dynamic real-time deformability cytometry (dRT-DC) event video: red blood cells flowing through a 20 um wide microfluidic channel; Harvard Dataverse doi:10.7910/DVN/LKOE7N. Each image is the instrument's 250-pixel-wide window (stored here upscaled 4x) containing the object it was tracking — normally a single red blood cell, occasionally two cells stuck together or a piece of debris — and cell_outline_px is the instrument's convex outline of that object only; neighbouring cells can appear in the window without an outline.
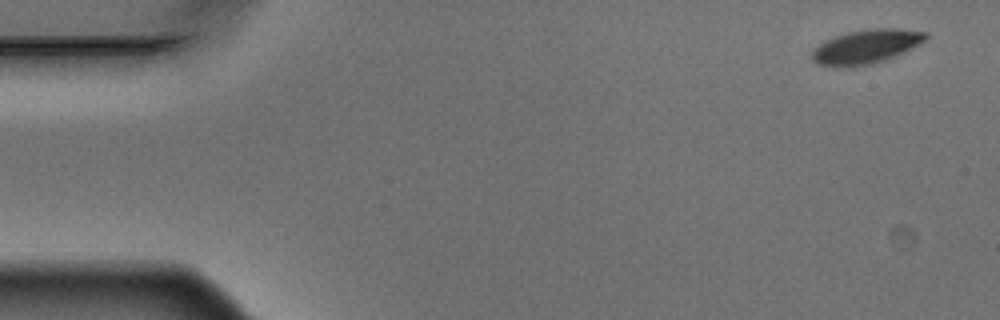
{"species": "Egyptian fruit bat (a non-hibernating species)", "species_latin": "Rousettus aegyptiacus", "temperature_condition": "warm", "stored_images_in_passage": 5, "camera_frame_rate_fps": 3000, "um_per_image_px": 0.085, "animal": {"sex": "male"}, "frame": {"image": 1, "passage_image": 1, "time_ms": 0.0, "image_size_px": [1000, 320], "cell_outline_px": [[928, 40], [912, 48], [884, 60], [872, 64], [836, 68], [816, 64], [812, 60], [812, 48], [836, 36], [848, 32], [876, 28], [896, 28], [928, 32]], "centroid_in_image_um": [73.62, 3.97], "position_along_channel_um": 11.4, "area_um2": 22.6}}
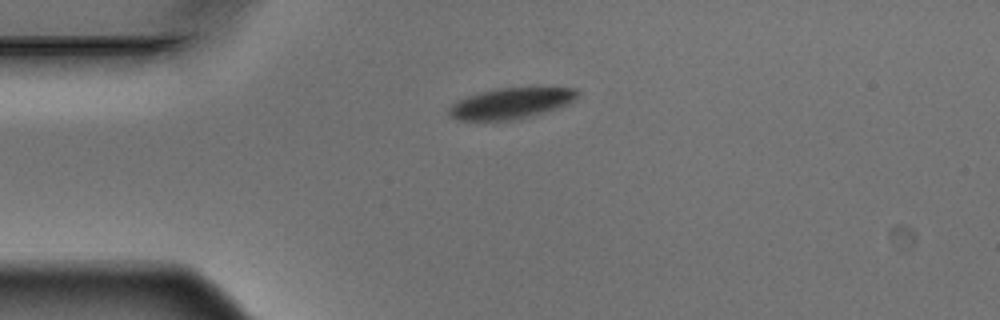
{"frame": {"image": 2, "passage_image": 4, "time_ms": 1.0, "image_size_px": [1000, 320], "cell_outline_px": [[580, 92], [568, 104], [556, 108], [516, 120], [460, 120], [452, 116], [448, 112], [448, 108], [456, 100], [480, 92], [500, 88], [576, 88]], "centroid_in_image_um": [43.4, 8.78], "position_along_channel_um": 41.6, "area_um2": 22.72}}